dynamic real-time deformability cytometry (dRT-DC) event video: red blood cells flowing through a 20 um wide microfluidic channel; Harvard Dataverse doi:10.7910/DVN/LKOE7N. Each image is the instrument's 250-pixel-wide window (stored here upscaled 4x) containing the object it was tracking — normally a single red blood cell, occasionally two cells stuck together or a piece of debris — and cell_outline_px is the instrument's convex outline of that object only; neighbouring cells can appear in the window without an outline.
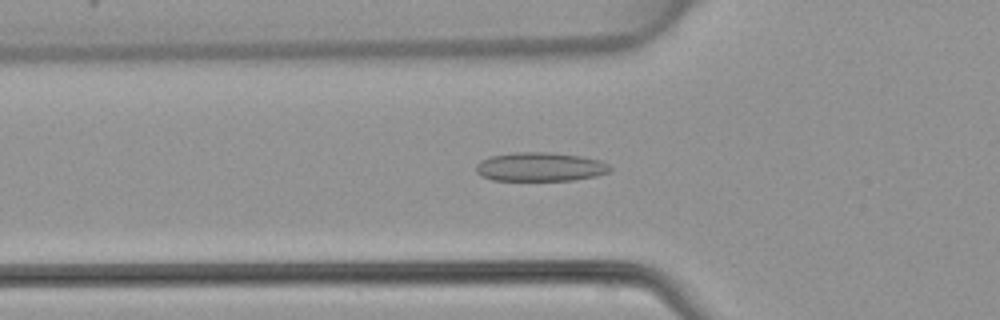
{"species": "common noctule bat (a hibernating species)", "species_latin": "Nyctalus noctula", "temperature_condition": "warm", "stored_images_in_passage": 47, "camera_frame_rate_fps": 3000, "um_per_image_px": 0.085, "animal": {"sex": "female", "body_mass_g": 22.7, "forearm_length_mm": 54.2}, "frame": {"image": 1, "passage_image": 16, "time_ms": 5.0, "image_size_px": [1000, 320], "cell_outline_px": [[612, 168], [608, 172], [596, 176], [572, 180], [492, 180], [476, 172], [476, 164], [480, 160], [492, 156], [512, 152], [548, 152], [580, 156], [600, 160], [608, 164]], "centroid_in_image_um": [45.91, 14.18], "position_along_channel_um": 79.9, "area_um2": 22.48}}
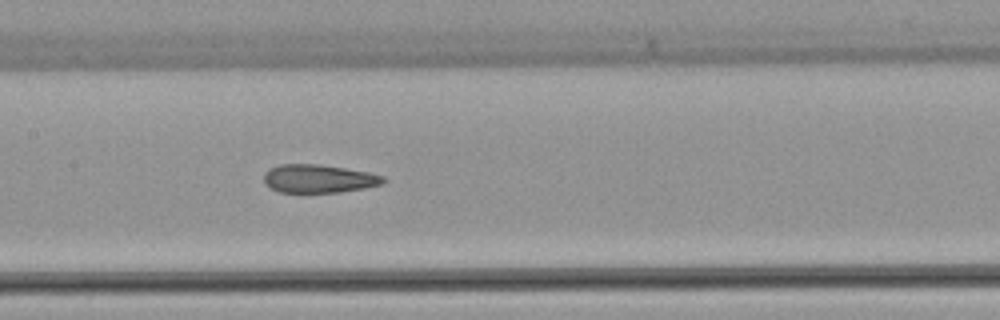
{"frame": {"image": 2, "passage_image": 23, "time_ms": 7.333, "image_size_px": [1000, 320], "cell_outline_px": [[388, 180], [380, 184], [364, 188], [340, 192], [280, 192], [264, 184], [264, 172], [268, 168], [280, 164], [320, 164], [368, 172], [384, 176]], "centroid_in_image_um": [27.07, 15.18], "position_along_channel_um": 180.3, "area_um2": 19.71}}
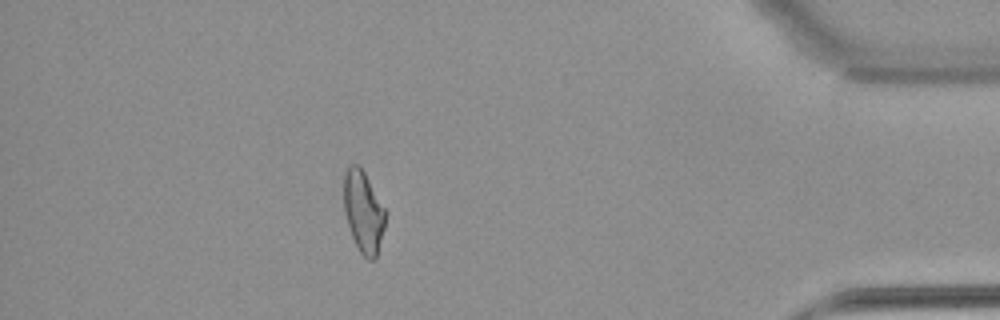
{"frame": {"image": 3, "passage_image": 42, "time_ms": 13.667, "image_size_px": [1000, 320], "cell_outline_px": [[388, 212], [376, 260], [368, 260], [360, 252], [352, 236], [344, 212], [344, 172], [352, 164], [360, 164]], "centroid_in_image_um": [30.92, 17.98], "position_along_channel_um": 404.3, "area_um2": 20.11}}